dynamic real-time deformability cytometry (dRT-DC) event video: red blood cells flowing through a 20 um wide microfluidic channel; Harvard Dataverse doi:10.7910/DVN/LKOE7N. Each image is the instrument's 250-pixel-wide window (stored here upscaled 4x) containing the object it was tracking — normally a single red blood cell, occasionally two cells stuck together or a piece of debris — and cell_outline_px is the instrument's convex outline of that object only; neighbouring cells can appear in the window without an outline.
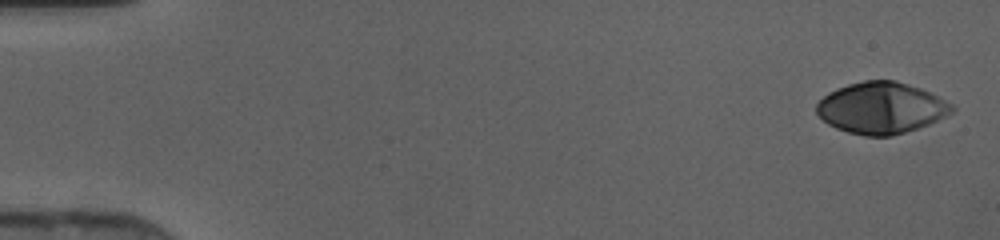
{"species": "human", "species_latin": "Homo sapiens", "temperature_condition": "cold", "stored_images_in_passage": 46, "camera_frame_rate_fps": 3000, "um_per_image_px": 0.085, "donor": {"sex": "female"}, "frame": {"image": 1, "passage_image": 2, "time_ms": 0.333, "image_size_px": [1000, 240], "cell_outline_px": [[956, 108], [952, 112], [928, 124], [892, 136], [864, 136], [848, 132], [836, 128], [828, 124], [816, 112], [816, 104], [828, 92], [836, 88], [848, 84], [864, 80], [896, 80], [920, 88], [952, 104]], "centroid_in_image_um": [74.87, 9.17], "position_along_channel_um": 10.1, "area_um2": 40.29}}
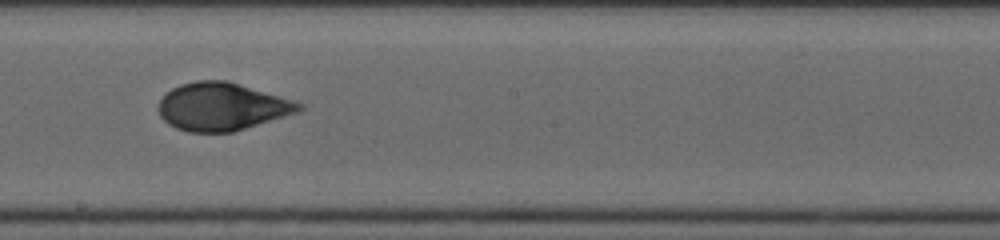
{"frame": {"image": 2, "passage_image": 27, "time_ms": 8.667, "image_size_px": [1000, 240], "cell_outline_px": [[304, 108], [296, 112], [232, 132], [188, 132], [176, 128], [168, 124], [160, 116], [156, 108], [156, 104], [172, 88], [180, 84], [196, 80], [228, 80], [292, 100], [304, 104]], "centroid_in_image_um": [18.8, 9.05], "position_along_channel_um": 229.4, "area_um2": 38.96}}
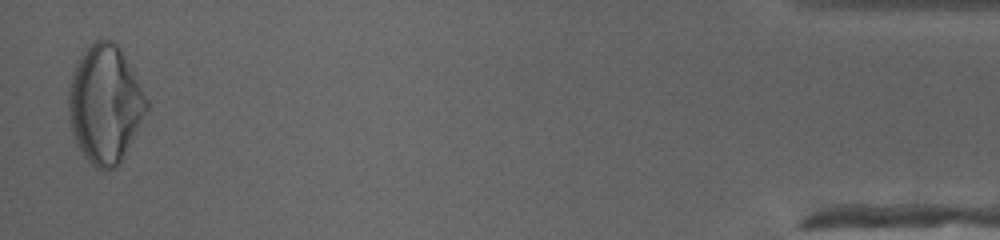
{"frame": {"image": 3, "passage_image": 46, "time_ms": 15.0, "image_size_px": [1000, 240], "cell_outline_px": [[148, 108], [120, 164], [116, 168], [108, 172], [96, 168], [84, 156], [76, 144], [68, 120], [68, 84], [76, 60], [84, 48], [96, 40], [112, 40], [120, 48], [148, 100]], "centroid_in_image_um": [8.88, 8.87], "position_along_channel_um": 426.3, "area_um2": 53.99}}